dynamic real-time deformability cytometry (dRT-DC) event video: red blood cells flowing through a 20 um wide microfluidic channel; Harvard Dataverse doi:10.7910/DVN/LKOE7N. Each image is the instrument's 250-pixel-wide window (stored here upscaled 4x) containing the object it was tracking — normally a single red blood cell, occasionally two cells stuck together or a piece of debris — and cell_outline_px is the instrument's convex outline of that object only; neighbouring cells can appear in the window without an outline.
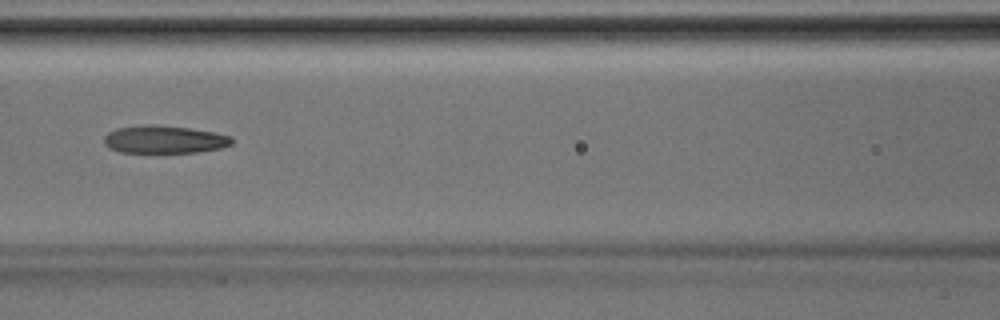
{"species": "Egyptian fruit bat (a non-hibernating species)", "species_latin": "Rousettus aegyptiacus", "temperature_condition": "room temperature", "stored_images_in_passage": 35, "camera_frame_rate_fps": 3000, "um_per_image_px": 0.085, "animal": {"sex": "male"}, "frame": {"image": 1, "passage_image": 16, "time_ms": 5.0, "image_size_px": [1000, 320], "cell_outline_px": [[232, 144], [220, 148], [196, 152], [120, 152], [108, 148], [104, 144], [104, 136], [108, 132], [116, 128], [144, 124], [152, 124], [188, 128], [216, 132], [232, 136]], "centroid_in_image_um": [13.94, 11.84], "position_along_channel_um": 152.7, "area_um2": 20.75}}